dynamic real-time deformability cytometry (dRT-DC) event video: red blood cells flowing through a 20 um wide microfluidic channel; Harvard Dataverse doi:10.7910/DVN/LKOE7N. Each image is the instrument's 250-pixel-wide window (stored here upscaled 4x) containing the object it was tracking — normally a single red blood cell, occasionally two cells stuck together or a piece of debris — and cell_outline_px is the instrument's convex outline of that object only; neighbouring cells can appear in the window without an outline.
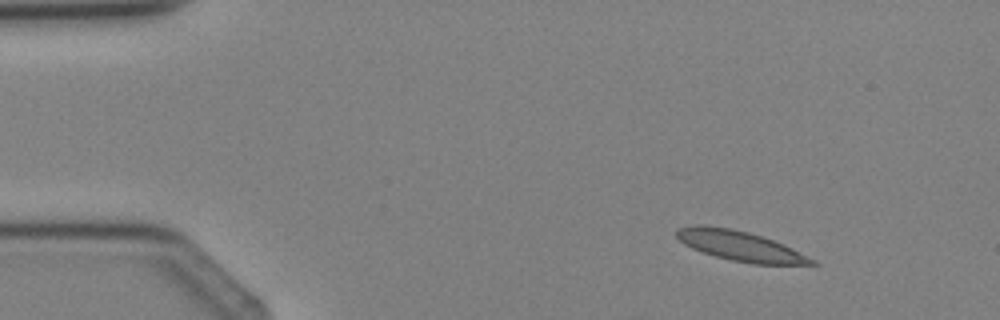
{"species": "Egyptian fruit bat (a non-hibernating species)", "species_latin": "Rousettus aegyptiacus", "temperature_condition": "cold", "stored_images_in_passage": 5, "camera_frame_rate_fps": 3000, "um_per_image_px": 0.085, "animal": {"sex": "female"}, "frame": {"image": 1, "passage_image": 2, "time_ms": 1.333, "image_size_px": [1000, 320], "cell_outline_px": [[820, 264], [752, 264], [732, 260], [716, 256], [692, 248], [684, 244], [676, 236], [676, 228], [692, 224], [704, 224], [732, 228], [748, 232], [784, 244], [816, 260]], "centroid_in_image_um": [62.87, 20.88], "position_along_channel_um": 22.1, "area_um2": 23.58}}
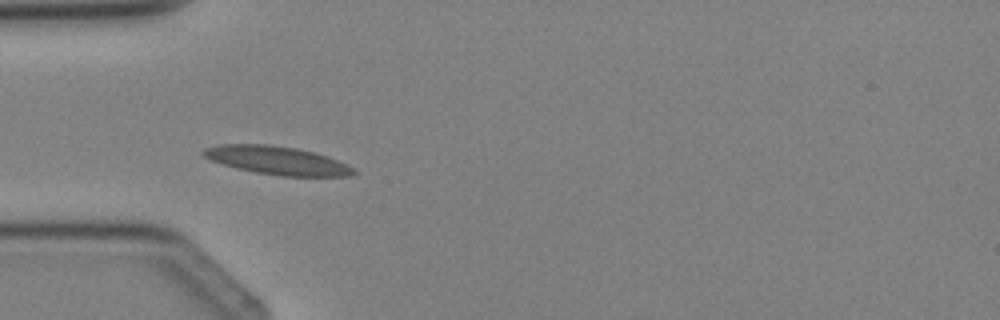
{"frame": {"image": 2, "passage_image": 4, "time_ms": 3.667, "image_size_px": [1000, 320], "cell_outline_px": [[356, 172], [348, 176], [284, 176], [256, 172], [236, 168], [212, 160], [204, 156], [200, 152], [204, 148], [216, 144], [268, 144], [296, 148], [316, 152], [328, 156], [356, 168]], "centroid_in_image_um": [23.56, 13.62], "position_along_channel_um": 61.4, "area_um2": 24.8}}
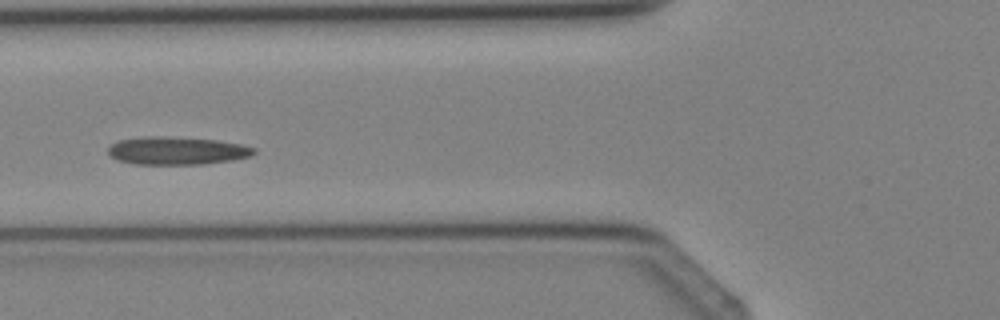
{"frame": {"image": 3, "passage_image": 5, "time_ms": 4.667, "image_size_px": [1000, 320], "cell_outline_px": [[256, 152], [252, 156], [232, 160], [204, 164], [132, 164], [120, 160], [112, 156], [108, 152], [108, 148], [112, 144], [120, 140], [140, 136], [164, 136], [216, 140], [240, 144], [256, 148]], "centroid_in_image_um": [15.06, 12.81], "position_along_channel_um": 110.7, "area_um2": 23.7}}